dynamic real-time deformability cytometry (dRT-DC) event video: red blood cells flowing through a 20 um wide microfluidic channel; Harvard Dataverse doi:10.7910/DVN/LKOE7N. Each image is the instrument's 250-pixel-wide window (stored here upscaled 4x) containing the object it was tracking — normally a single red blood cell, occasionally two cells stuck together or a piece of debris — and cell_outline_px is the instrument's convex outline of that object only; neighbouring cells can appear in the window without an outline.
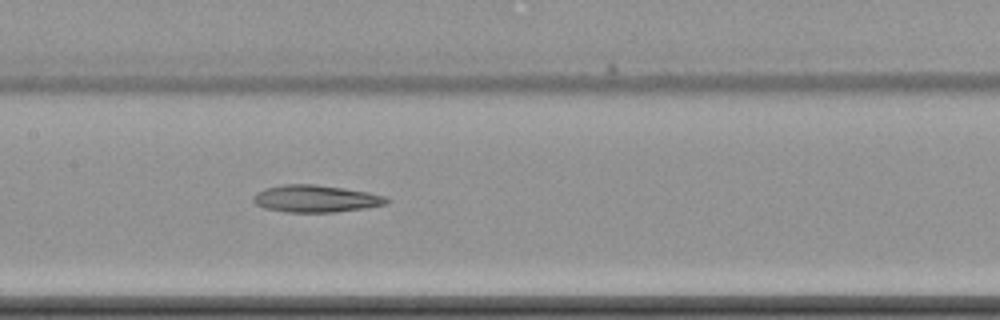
{"species": "common noctule bat (a hibernating species)", "species_latin": "Nyctalus noctula", "temperature_condition": "cold", "stored_images_in_passage": 10, "camera_frame_rate_fps": 3000, "um_per_image_px": 0.085, "animal": {"sex": "female", "body_mass_g": 22.7, "forearm_length_mm": 54.2}, "frame": {"image": 1, "passage_image": 10, "time_ms": 13.0, "image_size_px": [1000, 320], "cell_outline_px": [[392, 200], [388, 204], [364, 208], [336, 212], [288, 212], [264, 208], [256, 204], [252, 200], [252, 196], [256, 192], [264, 188], [284, 184], [316, 184], [344, 188], [368, 192], [388, 196]], "centroid_in_image_um": [26.87, 16.88], "position_along_channel_um": 180.5, "area_um2": 21.39}}